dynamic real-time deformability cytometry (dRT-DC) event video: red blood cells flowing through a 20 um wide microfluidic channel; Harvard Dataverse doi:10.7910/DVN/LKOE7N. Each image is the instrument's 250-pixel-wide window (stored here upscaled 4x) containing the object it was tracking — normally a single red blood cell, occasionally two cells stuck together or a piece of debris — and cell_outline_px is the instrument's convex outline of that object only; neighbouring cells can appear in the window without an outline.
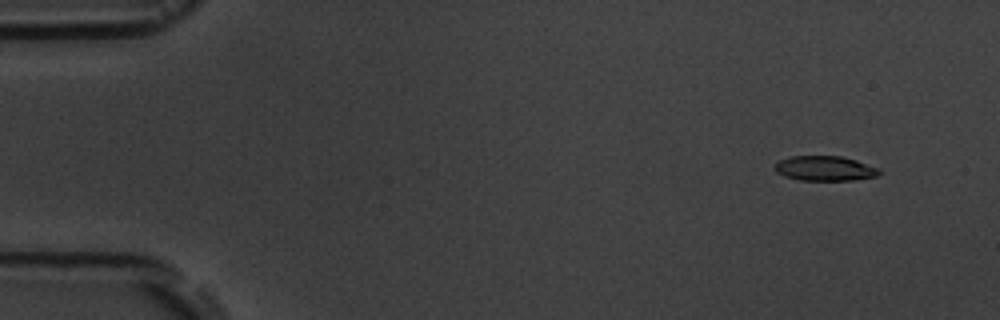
{"species": "common noctule bat (a hibernating species)", "species_latin": "Nyctalus noctula", "temperature_condition": "room temperature", "stored_images_in_passage": 6, "camera_frame_rate_fps": 3000, "um_per_image_px": 0.085, "animal": {"sex": "male", "body_mass_g": 19.5, "forearm_length_mm": 54.6}, "frame": {"image": 1, "passage_image": 2, "time_ms": 1.333, "image_size_px": [1000, 320], "cell_outline_px": [[880, 172], [876, 176], [852, 180], [800, 180], [784, 176], [776, 172], [776, 164], [780, 160], [788, 156], [840, 156], [856, 160], [880, 168]], "centroid_in_image_um": [70.12, 14.31], "position_along_channel_um": 14.9, "area_um2": 15.03}}
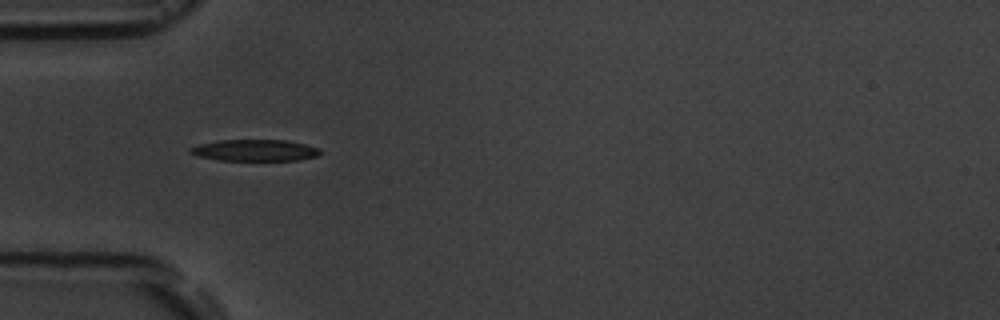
{"frame": {"image": 2, "passage_image": 5, "time_ms": 5.667, "image_size_px": [1000, 320], "cell_outline_px": [[320, 152], [316, 156], [296, 160], [216, 160], [200, 156], [188, 152], [188, 148], [200, 144], [220, 140], [288, 140], [320, 148]], "centroid_in_image_um": [21.64, 12.77], "position_along_channel_um": 63.4, "area_um2": 16.13}}
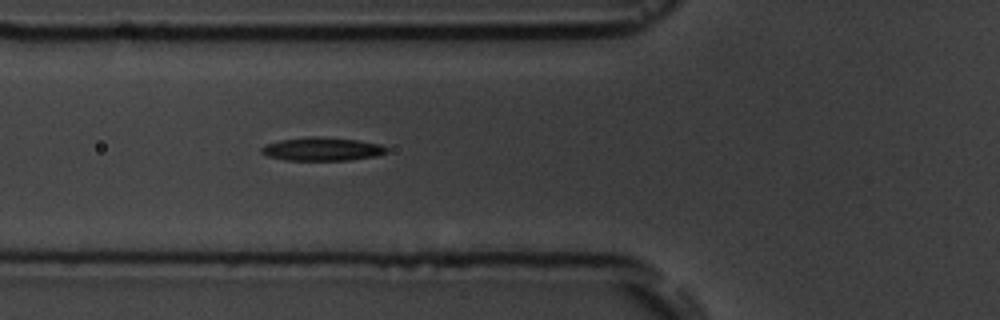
{"frame": {"image": 3, "passage_image": 6, "time_ms": 6.667, "image_size_px": [1000, 320], "cell_outline_px": [[388, 152], [376, 156], [348, 160], [284, 160], [268, 156], [260, 152], [260, 148], [264, 144], [280, 140], [308, 136], [316, 136], [356, 140], [380, 144], [388, 148]], "centroid_in_image_um": [27.35, 12.67], "position_along_channel_um": 98.5, "area_um2": 17.11}}